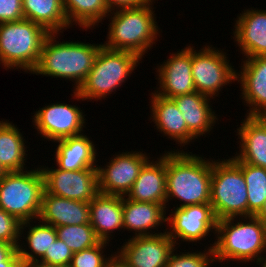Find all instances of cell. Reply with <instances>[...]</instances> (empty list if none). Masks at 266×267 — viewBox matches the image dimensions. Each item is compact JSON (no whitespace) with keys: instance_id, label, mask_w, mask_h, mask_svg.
Instances as JSON below:
<instances>
[{"instance_id":"ac0fdd59","label":"cell","mask_w":266,"mask_h":267,"mask_svg":"<svg viewBox=\"0 0 266 267\" xmlns=\"http://www.w3.org/2000/svg\"><path fill=\"white\" fill-rule=\"evenodd\" d=\"M239 15L233 35L245 58L266 56V10L247 9Z\"/></svg>"},{"instance_id":"f1b7e54d","label":"cell","mask_w":266,"mask_h":267,"mask_svg":"<svg viewBox=\"0 0 266 267\" xmlns=\"http://www.w3.org/2000/svg\"><path fill=\"white\" fill-rule=\"evenodd\" d=\"M68 24L94 28L110 13L104 0H62ZM97 23V24H96ZM93 26V27H92Z\"/></svg>"},{"instance_id":"7bdbcfd3","label":"cell","mask_w":266,"mask_h":267,"mask_svg":"<svg viewBox=\"0 0 266 267\" xmlns=\"http://www.w3.org/2000/svg\"><path fill=\"white\" fill-rule=\"evenodd\" d=\"M257 117L266 125V108L261 111Z\"/></svg>"},{"instance_id":"cb8c5ba5","label":"cell","mask_w":266,"mask_h":267,"mask_svg":"<svg viewBox=\"0 0 266 267\" xmlns=\"http://www.w3.org/2000/svg\"><path fill=\"white\" fill-rule=\"evenodd\" d=\"M186 121L188 130L196 137L206 135L218 121L210 106V97L195 91L172 98Z\"/></svg>"},{"instance_id":"74e56055","label":"cell","mask_w":266,"mask_h":267,"mask_svg":"<svg viewBox=\"0 0 266 267\" xmlns=\"http://www.w3.org/2000/svg\"><path fill=\"white\" fill-rule=\"evenodd\" d=\"M22 262L16 249L5 261L0 262V267H21Z\"/></svg>"},{"instance_id":"6da1fadb","label":"cell","mask_w":266,"mask_h":267,"mask_svg":"<svg viewBox=\"0 0 266 267\" xmlns=\"http://www.w3.org/2000/svg\"><path fill=\"white\" fill-rule=\"evenodd\" d=\"M212 160L184 151L166 153V203L174 197L179 208L210 204ZM172 197V198H171Z\"/></svg>"},{"instance_id":"8d00e7d4","label":"cell","mask_w":266,"mask_h":267,"mask_svg":"<svg viewBox=\"0 0 266 267\" xmlns=\"http://www.w3.org/2000/svg\"><path fill=\"white\" fill-rule=\"evenodd\" d=\"M107 9L109 12L128 9V8H137L145 5L147 2L145 0H104Z\"/></svg>"},{"instance_id":"8fae6325","label":"cell","mask_w":266,"mask_h":267,"mask_svg":"<svg viewBox=\"0 0 266 267\" xmlns=\"http://www.w3.org/2000/svg\"><path fill=\"white\" fill-rule=\"evenodd\" d=\"M84 114L76 105L54 103L35 112L33 121L38 134L52 142L82 134Z\"/></svg>"},{"instance_id":"1f68e13d","label":"cell","mask_w":266,"mask_h":267,"mask_svg":"<svg viewBox=\"0 0 266 267\" xmlns=\"http://www.w3.org/2000/svg\"><path fill=\"white\" fill-rule=\"evenodd\" d=\"M175 249L169 255L166 267H209L215 262L213 247L210 246L204 252H183L181 254H174Z\"/></svg>"},{"instance_id":"52a82bcc","label":"cell","mask_w":266,"mask_h":267,"mask_svg":"<svg viewBox=\"0 0 266 267\" xmlns=\"http://www.w3.org/2000/svg\"><path fill=\"white\" fill-rule=\"evenodd\" d=\"M44 190L40 167L31 171L6 172L0 178V208L21 223L37 220Z\"/></svg>"},{"instance_id":"44dd1931","label":"cell","mask_w":266,"mask_h":267,"mask_svg":"<svg viewBox=\"0 0 266 267\" xmlns=\"http://www.w3.org/2000/svg\"><path fill=\"white\" fill-rule=\"evenodd\" d=\"M89 209L90 224L101 241L109 242L111 233L123 228V196L98 193Z\"/></svg>"},{"instance_id":"4dcf8cb0","label":"cell","mask_w":266,"mask_h":267,"mask_svg":"<svg viewBox=\"0 0 266 267\" xmlns=\"http://www.w3.org/2000/svg\"><path fill=\"white\" fill-rule=\"evenodd\" d=\"M55 229L57 237L63 240L73 253L90 248L101 241L90 223L58 226Z\"/></svg>"},{"instance_id":"484cf974","label":"cell","mask_w":266,"mask_h":267,"mask_svg":"<svg viewBox=\"0 0 266 267\" xmlns=\"http://www.w3.org/2000/svg\"><path fill=\"white\" fill-rule=\"evenodd\" d=\"M24 19L44 27L49 33L71 27L62 0H22Z\"/></svg>"},{"instance_id":"7a4b0ae2","label":"cell","mask_w":266,"mask_h":267,"mask_svg":"<svg viewBox=\"0 0 266 267\" xmlns=\"http://www.w3.org/2000/svg\"><path fill=\"white\" fill-rule=\"evenodd\" d=\"M57 33H50L44 41L39 61L31 72L74 82V90L83 84L94 59L102 46L84 42L56 41Z\"/></svg>"},{"instance_id":"9c48e42d","label":"cell","mask_w":266,"mask_h":267,"mask_svg":"<svg viewBox=\"0 0 266 267\" xmlns=\"http://www.w3.org/2000/svg\"><path fill=\"white\" fill-rule=\"evenodd\" d=\"M209 45L198 52L192 47V78L195 89L210 98L218 96L228 83L235 82L237 72L229 63L226 53ZM217 94V95H216Z\"/></svg>"},{"instance_id":"277c9868","label":"cell","mask_w":266,"mask_h":267,"mask_svg":"<svg viewBox=\"0 0 266 267\" xmlns=\"http://www.w3.org/2000/svg\"><path fill=\"white\" fill-rule=\"evenodd\" d=\"M151 3L137 8L120 9L110 12L111 23L107 41L102 45L112 50L129 51L141 59L157 40L158 25ZM156 38V39H155Z\"/></svg>"},{"instance_id":"5bb4252c","label":"cell","mask_w":266,"mask_h":267,"mask_svg":"<svg viewBox=\"0 0 266 267\" xmlns=\"http://www.w3.org/2000/svg\"><path fill=\"white\" fill-rule=\"evenodd\" d=\"M174 248V241L165 231L153 236H132L117 253L130 267H166Z\"/></svg>"},{"instance_id":"d6986e66","label":"cell","mask_w":266,"mask_h":267,"mask_svg":"<svg viewBox=\"0 0 266 267\" xmlns=\"http://www.w3.org/2000/svg\"><path fill=\"white\" fill-rule=\"evenodd\" d=\"M38 219L54 227L87 224L90 223L89 203L51 195L44 190Z\"/></svg>"},{"instance_id":"3957f363","label":"cell","mask_w":266,"mask_h":267,"mask_svg":"<svg viewBox=\"0 0 266 267\" xmlns=\"http://www.w3.org/2000/svg\"><path fill=\"white\" fill-rule=\"evenodd\" d=\"M234 223L236 217L217 221L216 240L212 245L215 260H235L242 263L256 260L260 263L261 253L266 251V225L256 216L244 217ZM249 220V221H248ZM248 223H247V222ZM264 251V252H263Z\"/></svg>"},{"instance_id":"d4e9b609","label":"cell","mask_w":266,"mask_h":267,"mask_svg":"<svg viewBox=\"0 0 266 267\" xmlns=\"http://www.w3.org/2000/svg\"><path fill=\"white\" fill-rule=\"evenodd\" d=\"M237 129L240 152L235 157L241 162L266 168V125L257 116H246Z\"/></svg>"},{"instance_id":"7c38bea8","label":"cell","mask_w":266,"mask_h":267,"mask_svg":"<svg viewBox=\"0 0 266 267\" xmlns=\"http://www.w3.org/2000/svg\"><path fill=\"white\" fill-rule=\"evenodd\" d=\"M173 210L170 217H167L171 228L166 232L175 246L178 239L184 242H197L206 238L210 231L216 232L218 220L210 204H195L181 208L177 206Z\"/></svg>"},{"instance_id":"8992f818","label":"cell","mask_w":266,"mask_h":267,"mask_svg":"<svg viewBox=\"0 0 266 267\" xmlns=\"http://www.w3.org/2000/svg\"><path fill=\"white\" fill-rule=\"evenodd\" d=\"M50 33L41 25L23 19L0 24V64L5 69L32 72Z\"/></svg>"},{"instance_id":"f546056e","label":"cell","mask_w":266,"mask_h":267,"mask_svg":"<svg viewBox=\"0 0 266 267\" xmlns=\"http://www.w3.org/2000/svg\"><path fill=\"white\" fill-rule=\"evenodd\" d=\"M231 158L242 170L248 191V217L256 216L266 201V168Z\"/></svg>"},{"instance_id":"83f0119b","label":"cell","mask_w":266,"mask_h":267,"mask_svg":"<svg viewBox=\"0 0 266 267\" xmlns=\"http://www.w3.org/2000/svg\"><path fill=\"white\" fill-rule=\"evenodd\" d=\"M37 220L40 224H35L34 226L33 224L32 226H30V222L32 223V221H26L21 223L20 237H25L22 236L24 231L23 229H26V227H28L29 230L26 232L28 234L25 239L27 241L26 244H28L29 249H31V252H29L25 250L26 248L22 247L23 244L18 245L17 250L19 253V257L23 262L38 263L39 260L44 257L46 249H49L52 242L57 239V232L54 226L44 223L39 219Z\"/></svg>"},{"instance_id":"7402d4cb","label":"cell","mask_w":266,"mask_h":267,"mask_svg":"<svg viewBox=\"0 0 266 267\" xmlns=\"http://www.w3.org/2000/svg\"><path fill=\"white\" fill-rule=\"evenodd\" d=\"M166 206L152 202H137L123 196V228L135 231V236H153L151 229L167 222ZM150 229V231H148Z\"/></svg>"},{"instance_id":"603a6c76","label":"cell","mask_w":266,"mask_h":267,"mask_svg":"<svg viewBox=\"0 0 266 267\" xmlns=\"http://www.w3.org/2000/svg\"><path fill=\"white\" fill-rule=\"evenodd\" d=\"M83 134L55 141L58 142L55 151L57 168L65 171L97 168V149L93 141Z\"/></svg>"},{"instance_id":"e575fe53","label":"cell","mask_w":266,"mask_h":267,"mask_svg":"<svg viewBox=\"0 0 266 267\" xmlns=\"http://www.w3.org/2000/svg\"><path fill=\"white\" fill-rule=\"evenodd\" d=\"M20 227L21 222L17 218L0 208V241L10 243L18 248L19 241L22 239Z\"/></svg>"},{"instance_id":"ee69618b","label":"cell","mask_w":266,"mask_h":267,"mask_svg":"<svg viewBox=\"0 0 266 267\" xmlns=\"http://www.w3.org/2000/svg\"><path fill=\"white\" fill-rule=\"evenodd\" d=\"M263 262V263H262ZM262 264V267H266V258L262 257L260 260V263L258 265Z\"/></svg>"},{"instance_id":"bcb514c9","label":"cell","mask_w":266,"mask_h":267,"mask_svg":"<svg viewBox=\"0 0 266 267\" xmlns=\"http://www.w3.org/2000/svg\"><path fill=\"white\" fill-rule=\"evenodd\" d=\"M147 3H151V4H153L152 2L154 1V0H145Z\"/></svg>"},{"instance_id":"4fadbf2b","label":"cell","mask_w":266,"mask_h":267,"mask_svg":"<svg viewBox=\"0 0 266 267\" xmlns=\"http://www.w3.org/2000/svg\"><path fill=\"white\" fill-rule=\"evenodd\" d=\"M149 159L150 157L140 151H127L115 155L105 168L97 167L99 193L126 196Z\"/></svg>"},{"instance_id":"f35d334b","label":"cell","mask_w":266,"mask_h":267,"mask_svg":"<svg viewBox=\"0 0 266 267\" xmlns=\"http://www.w3.org/2000/svg\"><path fill=\"white\" fill-rule=\"evenodd\" d=\"M16 249L14 245L0 241V262L5 261Z\"/></svg>"},{"instance_id":"2e32d148","label":"cell","mask_w":266,"mask_h":267,"mask_svg":"<svg viewBox=\"0 0 266 267\" xmlns=\"http://www.w3.org/2000/svg\"><path fill=\"white\" fill-rule=\"evenodd\" d=\"M158 160H148L126 197L137 202L166 204V152ZM151 161V162H150ZM154 161V162H153Z\"/></svg>"},{"instance_id":"e0dca14e","label":"cell","mask_w":266,"mask_h":267,"mask_svg":"<svg viewBox=\"0 0 266 267\" xmlns=\"http://www.w3.org/2000/svg\"><path fill=\"white\" fill-rule=\"evenodd\" d=\"M236 81H240L242 99L250 107L246 116H257L266 108V56L244 60Z\"/></svg>"},{"instance_id":"60d3db41","label":"cell","mask_w":266,"mask_h":267,"mask_svg":"<svg viewBox=\"0 0 266 267\" xmlns=\"http://www.w3.org/2000/svg\"><path fill=\"white\" fill-rule=\"evenodd\" d=\"M256 217L259 218L266 225V201H265L262 209L256 215Z\"/></svg>"},{"instance_id":"ab89813d","label":"cell","mask_w":266,"mask_h":267,"mask_svg":"<svg viewBox=\"0 0 266 267\" xmlns=\"http://www.w3.org/2000/svg\"><path fill=\"white\" fill-rule=\"evenodd\" d=\"M106 267H130L119 255L115 254L108 261Z\"/></svg>"},{"instance_id":"d6a6232c","label":"cell","mask_w":266,"mask_h":267,"mask_svg":"<svg viewBox=\"0 0 266 267\" xmlns=\"http://www.w3.org/2000/svg\"><path fill=\"white\" fill-rule=\"evenodd\" d=\"M107 244L109 243L100 241L97 245L73 253L68 267H106L108 261L114 255L113 253L109 256L110 258H105V255H103V250L106 248Z\"/></svg>"},{"instance_id":"d590c367","label":"cell","mask_w":266,"mask_h":267,"mask_svg":"<svg viewBox=\"0 0 266 267\" xmlns=\"http://www.w3.org/2000/svg\"><path fill=\"white\" fill-rule=\"evenodd\" d=\"M23 19L22 0H0V24Z\"/></svg>"},{"instance_id":"4316f807","label":"cell","mask_w":266,"mask_h":267,"mask_svg":"<svg viewBox=\"0 0 266 267\" xmlns=\"http://www.w3.org/2000/svg\"><path fill=\"white\" fill-rule=\"evenodd\" d=\"M24 141L18 127L12 122L0 121V166L5 172L24 170L28 152Z\"/></svg>"},{"instance_id":"5b68a950","label":"cell","mask_w":266,"mask_h":267,"mask_svg":"<svg viewBox=\"0 0 266 267\" xmlns=\"http://www.w3.org/2000/svg\"><path fill=\"white\" fill-rule=\"evenodd\" d=\"M139 61L141 58L135 53L112 50L102 45L86 80L78 90H73L75 99L98 101L106 98L126 81Z\"/></svg>"},{"instance_id":"f6af8a7d","label":"cell","mask_w":266,"mask_h":267,"mask_svg":"<svg viewBox=\"0 0 266 267\" xmlns=\"http://www.w3.org/2000/svg\"><path fill=\"white\" fill-rule=\"evenodd\" d=\"M6 172L2 169V167L0 166V178L5 174Z\"/></svg>"},{"instance_id":"836d02e7","label":"cell","mask_w":266,"mask_h":267,"mask_svg":"<svg viewBox=\"0 0 266 267\" xmlns=\"http://www.w3.org/2000/svg\"><path fill=\"white\" fill-rule=\"evenodd\" d=\"M72 256L71 249L57 237L49 249H46L44 257L39 260L38 264L47 267H68Z\"/></svg>"},{"instance_id":"b9f144b4","label":"cell","mask_w":266,"mask_h":267,"mask_svg":"<svg viewBox=\"0 0 266 267\" xmlns=\"http://www.w3.org/2000/svg\"><path fill=\"white\" fill-rule=\"evenodd\" d=\"M21 267H47V266H43L38 263L22 262Z\"/></svg>"},{"instance_id":"30bf717a","label":"cell","mask_w":266,"mask_h":267,"mask_svg":"<svg viewBox=\"0 0 266 267\" xmlns=\"http://www.w3.org/2000/svg\"><path fill=\"white\" fill-rule=\"evenodd\" d=\"M44 189L51 195L89 203L99 193L97 168L65 171L40 167Z\"/></svg>"},{"instance_id":"ba28073f","label":"cell","mask_w":266,"mask_h":267,"mask_svg":"<svg viewBox=\"0 0 266 267\" xmlns=\"http://www.w3.org/2000/svg\"><path fill=\"white\" fill-rule=\"evenodd\" d=\"M210 205L217 220L248 217V191L241 168L229 157L212 159Z\"/></svg>"},{"instance_id":"ffe728a7","label":"cell","mask_w":266,"mask_h":267,"mask_svg":"<svg viewBox=\"0 0 266 267\" xmlns=\"http://www.w3.org/2000/svg\"><path fill=\"white\" fill-rule=\"evenodd\" d=\"M151 96L150 109L152 112L150 115L152 117L150 118H153L152 121L159 132L174 139L182 147L196 139L188 130L186 121L172 98H166L154 92Z\"/></svg>"},{"instance_id":"9a60e30c","label":"cell","mask_w":266,"mask_h":267,"mask_svg":"<svg viewBox=\"0 0 266 267\" xmlns=\"http://www.w3.org/2000/svg\"><path fill=\"white\" fill-rule=\"evenodd\" d=\"M158 72V90L155 94L166 98L194 93L196 91L192 78V47L188 46L160 64Z\"/></svg>"}]
</instances>
